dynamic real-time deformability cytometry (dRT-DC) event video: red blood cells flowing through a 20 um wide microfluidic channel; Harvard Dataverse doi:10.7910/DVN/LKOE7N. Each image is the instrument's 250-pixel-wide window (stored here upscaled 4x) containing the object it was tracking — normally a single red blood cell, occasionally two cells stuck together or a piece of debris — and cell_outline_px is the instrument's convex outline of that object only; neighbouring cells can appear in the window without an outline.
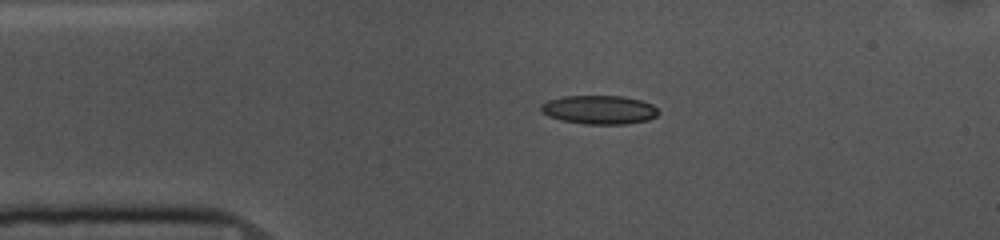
{"species": "common noctule bat (a hibernating species)", "species_latin": "Nyctalus noctula", "temperature_condition": "cold", "stored_images_in_passage": 44, "camera_frame_rate_fps": 3000, "um_per_image_px": 0.085, "animal": {"sex": "female", "body_mass_g": 10.0, "forearm_length_mm": 53.1}, "frame": {"image": 1, "passage_image": 1, "time_ms": 0.0, "image_size_px": [1000, 240], "cell_outline_px": [[660, 112], [656, 116], [648, 120], [624, 124], [584, 124], [564, 120], [548, 116], [540, 112], [540, 104], [548, 100], [564, 96], [624, 96], [640, 100], [652, 104]], "centroid_in_image_um": [50.92, 9.32], "position_along_channel_um": 34.1, "area_um2": 19.71}}
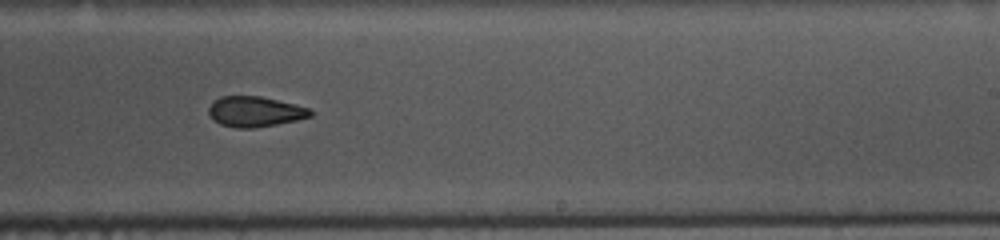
{"frame": {"image": 2, "passage_image": 22, "time_ms": 7.0, "image_size_px": [1000, 240], "cell_outline_px": [[312, 116], [296, 120], [276, 124], [252, 128], [236, 128], [220, 124], [212, 120], [208, 112], [208, 108], [220, 96], [260, 96], [308, 108], [312, 112]], "centroid_in_image_um": [21.63, 9.49], "position_along_channel_um": 267.4, "area_um2": 17.74}}
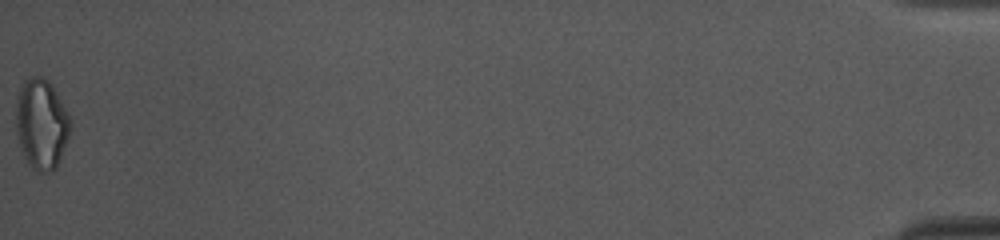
{"frame": {"image": 3, "passage_image": 44, "time_ms": 14.333, "image_size_px": [1000, 240], "cell_outline_px": [[72, 128], [56, 168], [52, 172], [36, 172], [28, 164], [20, 148], [16, 128], [16, 96], [24, 80], [32, 76], [40, 76], [48, 80], [52, 84], [68, 112], [72, 120]], "centroid_in_image_um": [3.53, 10.53], "position_along_channel_um": 431.7, "area_um2": 29.07}, "authors_computed_cell_mechanics": {"area_um2": 18.9584, "velocity_mm_per_s": 3.711, "shape_relaxation_time_tau1_ms": 5.5396, "shape_relaxation_time_tau2_ms": 2.9918, "deformation_change_tau1": 0.141, "deformation_change_tau2": 0.0948}}